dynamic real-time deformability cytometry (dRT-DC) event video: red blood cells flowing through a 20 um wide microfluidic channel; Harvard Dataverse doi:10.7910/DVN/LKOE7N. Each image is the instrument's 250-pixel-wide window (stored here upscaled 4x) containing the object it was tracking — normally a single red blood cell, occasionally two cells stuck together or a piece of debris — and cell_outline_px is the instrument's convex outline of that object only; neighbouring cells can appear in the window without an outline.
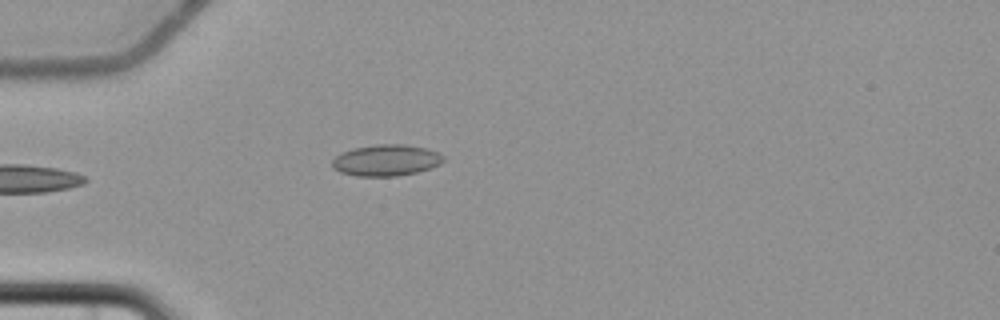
{"species": "common noctule bat (a hibernating species)", "species_latin": "Nyctalus noctula", "temperature_condition": "cold", "stored_images_in_passage": 3, "camera_frame_rate_fps": 3000, "um_per_image_px": 0.085, "animal": {"sex": "female", "body_mass_g": 22.7, "forearm_length_mm": 54.2}, "frame": {"image": 1, "passage_image": 2, "time_ms": 1.333, "image_size_px": [1000, 320], "cell_outline_px": [[444, 160], [440, 164], [416, 172], [396, 176], [356, 176], [340, 172], [332, 168], [332, 160], [340, 152], [352, 148], [376, 144], [404, 144], [428, 148], [444, 156]], "centroid_in_image_um": [32.79, 13.61], "position_along_channel_um": 52.2, "area_um2": 20.4}}